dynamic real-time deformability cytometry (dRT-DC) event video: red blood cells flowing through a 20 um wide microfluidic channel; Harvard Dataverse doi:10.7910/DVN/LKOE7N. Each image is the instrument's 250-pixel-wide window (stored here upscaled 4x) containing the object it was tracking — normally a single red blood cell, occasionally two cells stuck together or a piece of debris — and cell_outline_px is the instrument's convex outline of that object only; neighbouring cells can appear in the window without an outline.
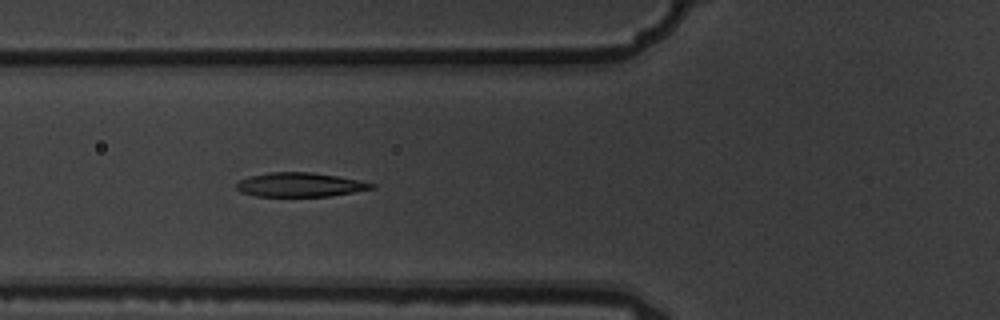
{"species": "common noctule bat (a hibernating species)", "species_latin": "Nyctalus noctula", "temperature_condition": "warm", "stored_images_in_passage": 7, "camera_frame_rate_fps": 3000, "um_per_image_px": 0.085, "animal": {"sex": "male", "body_mass_g": 19.5, "forearm_length_mm": 54.6}, "frame": {"image": 1, "passage_image": 6, "time_ms": 1.667, "image_size_px": [1000, 320], "cell_outline_px": [[376, 188], [328, 196], [256, 196], [240, 192], [236, 188], [236, 184], [240, 180], [248, 176], [272, 172], [312, 172], [336, 176], [376, 184]], "centroid_in_image_um": [25.46, 15.7], "position_along_channel_um": 100.3, "area_um2": 18.84}}
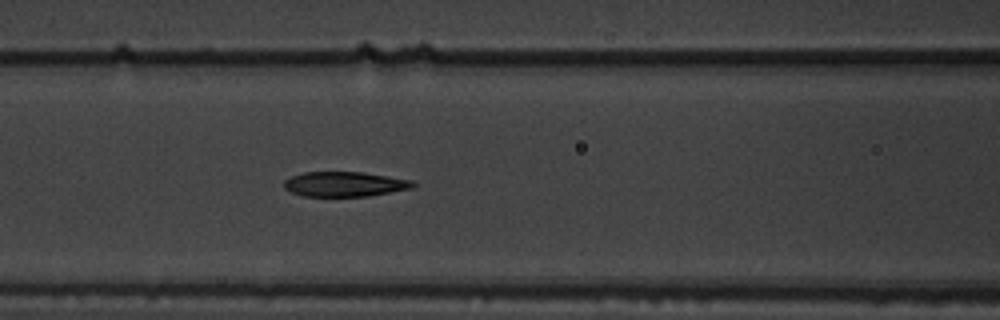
{"frame": {"image": 2, "passage_image": 7, "time_ms": 2.0, "image_size_px": [1000, 320], "cell_outline_px": [[416, 184], [412, 188], [368, 196], [304, 196], [292, 192], [284, 188], [284, 180], [292, 176], [304, 172], [364, 172], [412, 180]], "centroid_in_image_um": [29.3, 15.64], "position_along_channel_um": 137.3, "area_um2": 18.61}}